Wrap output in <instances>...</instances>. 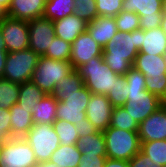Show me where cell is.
Here are the masks:
<instances>
[{
	"label": "cell",
	"mask_w": 166,
	"mask_h": 167,
	"mask_svg": "<svg viewBox=\"0 0 166 167\" xmlns=\"http://www.w3.org/2000/svg\"><path fill=\"white\" fill-rule=\"evenodd\" d=\"M139 52L149 55H163L166 54V35L162 28H154L149 30H142L141 48Z\"/></svg>",
	"instance_id": "cell-19"
},
{
	"label": "cell",
	"mask_w": 166,
	"mask_h": 167,
	"mask_svg": "<svg viewBox=\"0 0 166 167\" xmlns=\"http://www.w3.org/2000/svg\"><path fill=\"white\" fill-rule=\"evenodd\" d=\"M46 0H12L8 17L20 20H33L42 17Z\"/></svg>",
	"instance_id": "cell-16"
},
{
	"label": "cell",
	"mask_w": 166,
	"mask_h": 167,
	"mask_svg": "<svg viewBox=\"0 0 166 167\" xmlns=\"http://www.w3.org/2000/svg\"><path fill=\"white\" fill-rule=\"evenodd\" d=\"M11 119V137H24L33 127L32 109L15 103L9 109Z\"/></svg>",
	"instance_id": "cell-20"
},
{
	"label": "cell",
	"mask_w": 166,
	"mask_h": 167,
	"mask_svg": "<svg viewBox=\"0 0 166 167\" xmlns=\"http://www.w3.org/2000/svg\"><path fill=\"white\" fill-rule=\"evenodd\" d=\"M11 1L12 0H1V4L4 5L8 9Z\"/></svg>",
	"instance_id": "cell-48"
},
{
	"label": "cell",
	"mask_w": 166,
	"mask_h": 167,
	"mask_svg": "<svg viewBox=\"0 0 166 167\" xmlns=\"http://www.w3.org/2000/svg\"><path fill=\"white\" fill-rule=\"evenodd\" d=\"M54 23L55 36L71 43L83 32L87 30V22L77 15H68Z\"/></svg>",
	"instance_id": "cell-17"
},
{
	"label": "cell",
	"mask_w": 166,
	"mask_h": 167,
	"mask_svg": "<svg viewBox=\"0 0 166 167\" xmlns=\"http://www.w3.org/2000/svg\"><path fill=\"white\" fill-rule=\"evenodd\" d=\"M33 149L24 137H13L2 145L0 167H35Z\"/></svg>",
	"instance_id": "cell-9"
},
{
	"label": "cell",
	"mask_w": 166,
	"mask_h": 167,
	"mask_svg": "<svg viewBox=\"0 0 166 167\" xmlns=\"http://www.w3.org/2000/svg\"><path fill=\"white\" fill-rule=\"evenodd\" d=\"M162 0H123V11L134 12L140 17V29L161 27Z\"/></svg>",
	"instance_id": "cell-10"
},
{
	"label": "cell",
	"mask_w": 166,
	"mask_h": 167,
	"mask_svg": "<svg viewBox=\"0 0 166 167\" xmlns=\"http://www.w3.org/2000/svg\"><path fill=\"white\" fill-rule=\"evenodd\" d=\"M71 45L69 62L75 70L94 57H102L103 48L91 37L87 30L81 33Z\"/></svg>",
	"instance_id": "cell-13"
},
{
	"label": "cell",
	"mask_w": 166,
	"mask_h": 167,
	"mask_svg": "<svg viewBox=\"0 0 166 167\" xmlns=\"http://www.w3.org/2000/svg\"><path fill=\"white\" fill-rule=\"evenodd\" d=\"M161 28L166 35V14H163L162 22H161Z\"/></svg>",
	"instance_id": "cell-47"
},
{
	"label": "cell",
	"mask_w": 166,
	"mask_h": 167,
	"mask_svg": "<svg viewBox=\"0 0 166 167\" xmlns=\"http://www.w3.org/2000/svg\"><path fill=\"white\" fill-rule=\"evenodd\" d=\"M71 43L65 42L63 39L55 36L50 48L43 55L54 60L69 61L71 57Z\"/></svg>",
	"instance_id": "cell-31"
},
{
	"label": "cell",
	"mask_w": 166,
	"mask_h": 167,
	"mask_svg": "<svg viewBox=\"0 0 166 167\" xmlns=\"http://www.w3.org/2000/svg\"><path fill=\"white\" fill-rule=\"evenodd\" d=\"M91 37L104 48L118 32L114 17L98 16L87 24Z\"/></svg>",
	"instance_id": "cell-18"
},
{
	"label": "cell",
	"mask_w": 166,
	"mask_h": 167,
	"mask_svg": "<svg viewBox=\"0 0 166 167\" xmlns=\"http://www.w3.org/2000/svg\"><path fill=\"white\" fill-rule=\"evenodd\" d=\"M113 108L106 95L91 94L86 117L98 131H105L110 125Z\"/></svg>",
	"instance_id": "cell-14"
},
{
	"label": "cell",
	"mask_w": 166,
	"mask_h": 167,
	"mask_svg": "<svg viewBox=\"0 0 166 167\" xmlns=\"http://www.w3.org/2000/svg\"><path fill=\"white\" fill-rule=\"evenodd\" d=\"M127 101L123 107L140 124L164 104L155 94L146 90V77L134 67L126 74Z\"/></svg>",
	"instance_id": "cell-2"
},
{
	"label": "cell",
	"mask_w": 166,
	"mask_h": 167,
	"mask_svg": "<svg viewBox=\"0 0 166 167\" xmlns=\"http://www.w3.org/2000/svg\"><path fill=\"white\" fill-rule=\"evenodd\" d=\"M98 16L115 17L123 10V0H95Z\"/></svg>",
	"instance_id": "cell-37"
},
{
	"label": "cell",
	"mask_w": 166,
	"mask_h": 167,
	"mask_svg": "<svg viewBox=\"0 0 166 167\" xmlns=\"http://www.w3.org/2000/svg\"><path fill=\"white\" fill-rule=\"evenodd\" d=\"M103 134L107 158L129 161L140 151L141 141L137 131L108 127Z\"/></svg>",
	"instance_id": "cell-6"
},
{
	"label": "cell",
	"mask_w": 166,
	"mask_h": 167,
	"mask_svg": "<svg viewBox=\"0 0 166 167\" xmlns=\"http://www.w3.org/2000/svg\"><path fill=\"white\" fill-rule=\"evenodd\" d=\"M129 167H162L160 165H156L150 158L139 151L138 154H135L129 160Z\"/></svg>",
	"instance_id": "cell-40"
},
{
	"label": "cell",
	"mask_w": 166,
	"mask_h": 167,
	"mask_svg": "<svg viewBox=\"0 0 166 167\" xmlns=\"http://www.w3.org/2000/svg\"><path fill=\"white\" fill-rule=\"evenodd\" d=\"M74 125L77 129L79 137L91 135L98 132V129H96L87 118L75 122Z\"/></svg>",
	"instance_id": "cell-41"
},
{
	"label": "cell",
	"mask_w": 166,
	"mask_h": 167,
	"mask_svg": "<svg viewBox=\"0 0 166 167\" xmlns=\"http://www.w3.org/2000/svg\"><path fill=\"white\" fill-rule=\"evenodd\" d=\"M0 51H7L1 29H0Z\"/></svg>",
	"instance_id": "cell-46"
},
{
	"label": "cell",
	"mask_w": 166,
	"mask_h": 167,
	"mask_svg": "<svg viewBox=\"0 0 166 167\" xmlns=\"http://www.w3.org/2000/svg\"><path fill=\"white\" fill-rule=\"evenodd\" d=\"M76 71L84 82V86L92 94L107 95L120 76L113 72L102 57H94L88 63L79 66Z\"/></svg>",
	"instance_id": "cell-3"
},
{
	"label": "cell",
	"mask_w": 166,
	"mask_h": 167,
	"mask_svg": "<svg viewBox=\"0 0 166 167\" xmlns=\"http://www.w3.org/2000/svg\"><path fill=\"white\" fill-rule=\"evenodd\" d=\"M10 122L9 109L0 108V144L2 145L12 138Z\"/></svg>",
	"instance_id": "cell-38"
},
{
	"label": "cell",
	"mask_w": 166,
	"mask_h": 167,
	"mask_svg": "<svg viewBox=\"0 0 166 167\" xmlns=\"http://www.w3.org/2000/svg\"><path fill=\"white\" fill-rule=\"evenodd\" d=\"M35 167H58L51 161L39 162Z\"/></svg>",
	"instance_id": "cell-45"
},
{
	"label": "cell",
	"mask_w": 166,
	"mask_h": 167,
	"mask_svg": "<svg viewBox=\"0 0 166 167\" xmlns=\"http://www.w3.org/2000/svg\"><path fill=\"white\" fill-rule=\"evenodd\" d=\"M163 6H162V11L164 14H166V0H162Z\"/></svg>",
	"instance_id": "cell-49"
},
{
	"label": "cell",
	"mask_w": 166,
	"mask_h": 167,
	"mask_svg": "<svg viewBox=\"0 0 166 167\" xmlns=\"http://www.w3.org/2000/svg\"><path fill=\"white\" fill-rule=\"evenodd\" d=\"M133 67L146 77V90L166 101V58L139 52Z\"/></svg>",
	"instance_id": "cell-4"
},
{
	"label": "cell",
	"mask_w": 166,
	"mask_h": 167,
	"mask_svg": "<svg viewBox=\"0 0 166 167\" xmlns=\"http://www.w3.org/2000/svg\"><path fill=\"white\" fill-rule=\"evenodd\" d=\"M114 19L119 32H132L140 29V17L134 12L122 10Z\"/></svg>",
	"instance_id": "cell-32"
},
{
	"label": "cell",
	"mask_w": 166,
	"mask_h": 167,
	"mask_svg": "<svg viewBox=\"0 0 166 167\" xmlns=\"http://www.w3.org/2000/svg\"><path fill=\"white\" fill-rule=\"evenodd\" d=\"M7 53V51H0V78H3Z\"/></svg>",
	"instance_id": "cell-43"
},
{
	"label": "cell",
	"mask_w": 166,
	"mask_h": 167,
	"mask_svg": "<svg viewBox=\"0 0 166 167\" xmlns=\"http://www.w3.org/2000/svg\"><path fill=\"white\" fill-rule=\"evenodd\" d=\"M53 128L60 139L61 145L77 144L79 135L74 124L57 119L53 123Z\"/></svg>",
	"instance_id": "cell-30"
},
{
	"label": "cell",
	"mask_w": 166,
	"mask_h": 167,
	"mask_svg": "<svg viewBox=\"0 0 166 167\" xmlns=\"http://www.w3.org/2000/svg\"><path fill=\"white\" fill-rule=\"evenodd\" d=\"M125 86V75H120L117 78L116 84L113 87V89H111V91L106 95L113 107H121L126 103L127 88H125Z\"/></svg>",
	"instance_id": "cell-36"
},
{
	"label": "cell",
	"mask_w": 166,
	"mask_h": 167,
	"mask_svg": "<svg viewBox=\"0 0 166 167\" xmlns=\"http://www.w3.org/2000/svg\"><path fill=\"white\" fill-rule=\"evenodd\" d=\"M74 70L69 61L40 56L30 81L36 84L46 95H49L54 93L59 81Z\"/></svg>",
	"instance_id": "cell-5"
},
{
	"label": "cell",
	"mask_w": 166,
	"mask_h": 167,
	"mask_svg": "<svg viewBox=\"0 0 166 167\" xmlns=\"http://www.w3.org/2000/svg\"><path fill=\"white\" fill-rule=\"evenodd\" d=\"M82 158V152L76 144L59 145L52 153L50 160L58 167H78Z\"/></svg>",
	"instance_id": "cell-22"
},
{
	"label": "cell",
	"mask_w": 166,
	"mask_h": 167,
	"mask_svg": "<svg viewBox=\"0 0 166 167\" xmlns=\"http://www.w3.org/2000/svg\"><path fill=\"white\" fill-rule=\"evenodd\" d=\"M20 84L0 78V108L10 109L17 103Z\"/></svg>",
	"instance_id": "cell-28"
},
{
	"label": "cell",
	"mask_w": 166,
	"mask_h": 167,
	"mask_svg": "<svg viewBox=\"0 0 166 167\" xmlns=\"http://www.w3.org/2000/svg\"><path fill=\"white\" fill-rule=\"evenodd\" d=\"M76 145L82 154L107 156L103 131L79 137Z\"/></svg>",
	"instance_id": "cell-23"
},
{
	"label": "cell",
	"mask_w": 166,
	"mask_h": 167,
	"mask_svg": "<svg viewBox=\"0 0 166 167\" xmlns=\"http://www.w3.org/2000/svg\"><path fill=\"white\" fill-rule=\"evenodd\" d=\"M6 17H8V9L1 4L0 0V22Z\"/></svg>",
	"instance_id": "cell-44"
},
{
	"label": "cell",
	"mask_w": 166,
	"mask_h": 167,
	"mask_svg": "<svg viewBox=\"0 0 166 167\" xmlns=\"http://www.w3.org/2000/svg\"><path fill=\"white\" fill-rule=\"evenodd\" d=\"M137 132L140 141L166 140V104L143 120Z\"/></svg>",
	"instance_id": "cell-15"
},
{
	"label": "cell",
	"mask_w": 166,
	"mask_h": 167,
	"mask_svg": "<svg viewBox=\"0 0 166 167\" xmlns=\"http://www.w3.org/2000/svg\"><path fill=\"white\" fill-rule=\"evenodd\" d=\"M86 109L87 108L64 107L63 101H57L56 118L75 124V122L87 118Z\"/></svg>",
	"instance_id": "cell-35"
},
{
	"label": "cell",
	"mask_w": 166,
	"mask_h": 167,
	"mask_svg": "<svg viewBox=\"0 0 166 167\" xmlns=\"http://www.w3.org/2000/svg\"><path fill=\"white\" fill-rule=\"evenodd\" d=\"M91 92L83 86L77 93L63 94L57 101H63L64 107L87 108Z\"/></svg>",
	"instance_id": "cell-33"
},
{
	"label": "cell",
	"mask_w": 166,
	"mask_h": 167,
	"mask_svg": "<svg viewBox=\"0 0 166 167\" xmlns=\"http://www.w3.org/2000/svg\"><path fill=\"white\" fill-rule=\"evenodd\" d=\"M0 29L7 52H17L29 48L28 21L6 17L0 22Z\"/></svg>",
	"instance_id": "cell-11"
},
{
	"label": "cell",
	"mask_w": 166,
	"mask_h": 167,
	"mask_svg": "<svg viewBox=\"0 0 166 167\" xmlns=\"http://www.w3.org/2000/svg\"><path fill=\"white\" fill-rule=\"evenodd\" d=\"M57 100L52 94L40 99L32 109L33 124H53L56 118Z\"/></svg>",
	"instance_id": "cell-21"
},
{
	"label": "cell",
	"mask_w": 166,
	"mask_h": 167,
	"mask_svg": "<svg viewBox=\"0 0 166 167\" xmlns=\"http://www.w3.org/2000/svg\"><path fill=\"white\" fill-rule=\"evenodd\" d=\"M46 94L31 81L20 84V91L17 103L21 107L33 109L37 102Z\"/></svg>",
	"instance_id": "cell-25"
},
{
	"label": "cell",
	"mask_w": 166,
	"mask_h": 167,
	"mask_svg": "<svg viewBox=\"0 0 166 167\" xmlns=\"http://www.w3.org/2000/svg\"><path fill=\"white\" fill-rule=\"evenodd\" d=\"M104 167H129V161L106 158Z\"/></svg>",
	"instance_id": "cell-42"
},
{
	"label": "cell",
	"mask_w": 166,
	"mask_h": 167,
	"mask_svg": "<svg viewBox=\"0 0 166 167\" xmlns=\"http://www.w3.org/2000/svg\"><path fill=\"white\" fill-rule=\"evenodd\" d=\"M74 5V14L87 23L98 17L95 0H74Z\"/></svg>",
	"instance_id": "cell-34"
},
{
	"label": "cell",
	"mask_w": 166,
	"mask_h": 167,
	"mask_svg": "<svg viewBox=\"0 0 166 167\" xmlns=\"http://www.w3.org/2000/svg\"><path fill=\"white\" fill-rule=\"evenodd\" d=\"M39 57L29 48L17 52H8L3 78L18 84L29 82L36 69Z\"/></svg>",
	"instance_id": "cell-7"
},
{
	"label": "cell",
	"mask_w": 166,
	"mask_h": 167,
	"mask_svg": "<svg viewBox=\"0 0 166 167\" xmlns=\"http://www.w3.org/2000/svg\"><path fill=\"white\" fill-rule=\"evenodd\" d=\"M142 30L117 32L103 48V59L108 67L118 75H125L135 62L141 48Z\"/></svg>",
	"instance_id": "cell-1"
},
{
	"label": "cell",
	"mask_w": 166,
	"mask_h": 167,
	"mask_svg": "<svg viewBox=\"0 0 166 167\" xmlns=\"http://www.w3.org/2000/svg\"><path fill=\"white\" fill-rule=\"evenodd\" d=\"M83 86L84 82L82 78L79 76V73L74 70L59 81L52 95L58 100L63 94L77 93Z\"/></svg>",
	"instance_id": "cell-27"
},
{
	"label": "cell",
	"mask_w": 166,
	"mask_h": 167,
	"mask_svg": "<svg viewBox=\"0 0 166 167\" xmlns=\"http://www.w3.org/2000/svg\"><path fill=\"white\" fill-rule=\"evenodd\" d=\"M138 126L139 124L123 106L113 108L109 127L128 131H138Z\"/></svg>",
	"instance_id": "cell-29"
},
{
	"label": "cell",
	"mask_w": 166,
	"mask_h": 167,
	"mask_svg": "<svg viewBox=\"0 0 166 167\" xmlns=\"http://www.w3.org/2000/svg\"><path fill=\"white\" fill-rule=\"evenodd\" d=\"M140 151L156 165H166V140L141 141Z\"/></svg>",
	"instance_id": "cell-26"
},
{
	"label": "cell",
	"mask_w": 166,
	"mask_h": 167,
	"mask_svg": "<svg viewBox=\"0 0 166 167\" xmlns=\"http://www.w3.org/2000/svg\"><path fill=\"white\" fill-rule=\"evenodd\" d=\"M29 49L39 56H43L55 37L53 21L38 17L28 21Z\"/></svg>",
	"instance_id": "cell-12"
},
{
	"label": "cell",
	"mask_w": 166,
	"mask_h": 167,
	"mask_svg": "<svg viewBox=\"0 0 166 167\" xmlns=\"http://www.w3.org/2000/svg\"><path fill=\"white\" fill-rule=\"evenodd\" d=\"M33 149L37 162L49 161L52 153L59 147L60 139L53 124H34L24 136Z\"/></svg>",
	"instance_id": "cell-8"
},
{
	"label": "cell",
	"mask_w": 166,
	"mask_h": 167,
	"mask_svg": "<svg viewBox=\"0 0 166 167\" xmlns=\"http://www.w3.org/2000/svg\"><path fill=\"white\" fill-rule=\"evenodd\" d=\"M74 0H46L43 17L56 21L74 14Z\"/></svg>",
	"instance_id": "cell-24"
},
{
	"label": "cell",
	"mask_w": 166,
	"mask_h": 167,
	"mask_svg": "<svg viewBox=\"0 0 166 167\" xmlns=\"http://www.w3.org/2000/svg\"><path fill=\"white\" fill-rule=\"evenodd\" d=\"M107 156L82 154L78 167H104Z\"/></svg>",
	"instance_id": "cell-39"
}]
</instances>
